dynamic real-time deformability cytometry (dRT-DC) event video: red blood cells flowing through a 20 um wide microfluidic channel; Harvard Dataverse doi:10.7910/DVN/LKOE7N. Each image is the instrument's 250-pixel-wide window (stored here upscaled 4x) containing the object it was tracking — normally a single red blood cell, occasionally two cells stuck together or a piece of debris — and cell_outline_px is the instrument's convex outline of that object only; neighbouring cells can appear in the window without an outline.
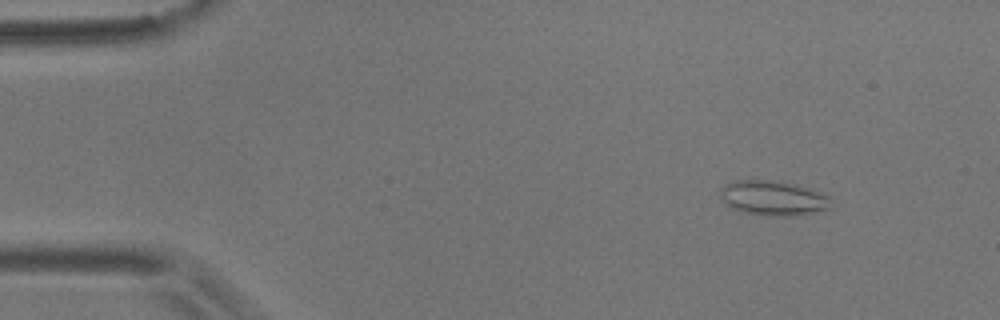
{"species": "common noctule bat (a hibernating species)", "species_latin": "Nyctalus noctula", "temperature_condition": "room temperature", "stored_images_in_passage": 5, "camera_frame_rate_fps": 3000, "um_per_image_px": 0.085, "animal": {"sex": "male", "body_mass_g": 17.9}, "frame": {"image": 1, "passage_image": 2, "time_ms": 0.333, "image_size_px": [1000, 320], "cell_outline_px": [[832, 208], [792, 216], [768, 216], [744, 212], [732, 208], [724, 204], [720, 200], [720, 188], [724, 184], [736, 180], [764, 180], [796, 184], [808, 188], [828, 196]], "centroid_in_image_um": [65.65, 16.84], "position_along_channel_um": 19.3, "area_um2": 22.43}}
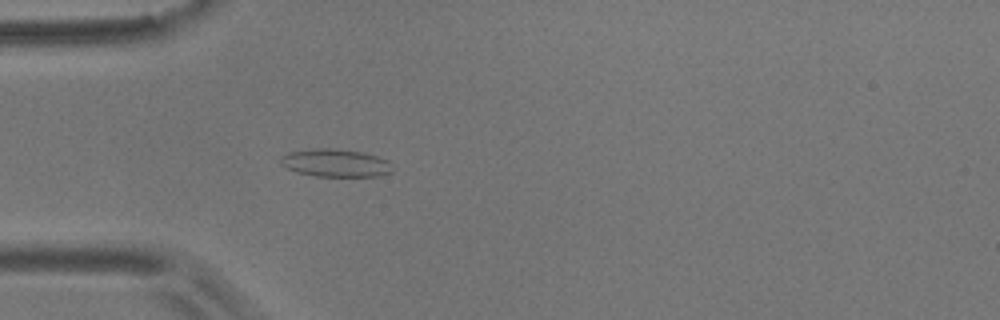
{"frame": {"image": 2, "passage_image": 5, "time_ms": 1.333, "image_size_px": [1000, 320], "cell_outline_px": [[392, 172], [380, 176], [316, 176], [296, 172], [280, 164], [280, 156], [288, 152], [316, 148], [332, 148], [364, 152], [388, 160]], "centroid_in_image_um": [28.49, 13.84], "position_along_channel_um": 56.5, "area_um2": 18.15}}